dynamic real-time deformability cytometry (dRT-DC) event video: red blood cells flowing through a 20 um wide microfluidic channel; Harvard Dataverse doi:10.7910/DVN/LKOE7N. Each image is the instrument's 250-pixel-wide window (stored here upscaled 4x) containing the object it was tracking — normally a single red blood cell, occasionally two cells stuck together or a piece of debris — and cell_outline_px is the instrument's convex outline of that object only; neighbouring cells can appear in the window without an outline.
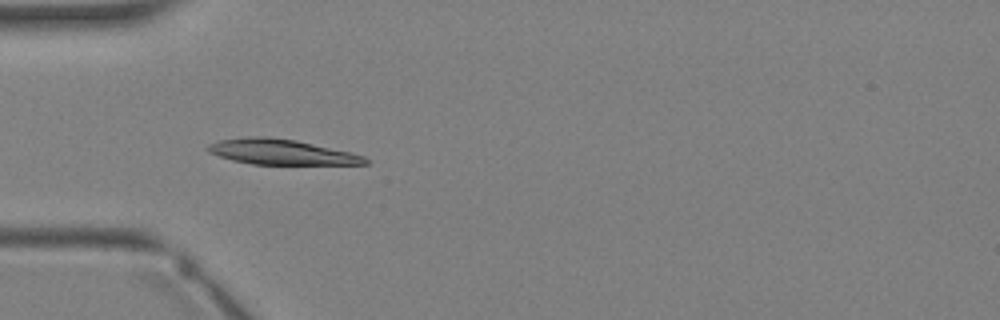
{"species": "Egyptian fruit bat (a non-hibernating species)", "species_latin": "Rousettus aegyptiacus", "temperature_condition": "warm", "stored_images_in_passage": 2, "camera_frame_rate_fps": 3000, "um_per_image_px": 0.085, "animal": {"sex": "female"}, "frame": {"image": 1, "passage_image": 2, "time_ms": 1.0, "image_size_px": [1000, 320], "cell_outline_px": [[368, 164], [252, 164], [232, 160], [208, 152], [204, 148], [208, 144], [220, 140], [248, 136], [268, 136], [296, 140], [352, 152], [364, 156], [368, 160]], "centroid_in_image_um": [23.89, 12.9], "position_along_channel_um": 61.1, "area_um2": 23.24}}